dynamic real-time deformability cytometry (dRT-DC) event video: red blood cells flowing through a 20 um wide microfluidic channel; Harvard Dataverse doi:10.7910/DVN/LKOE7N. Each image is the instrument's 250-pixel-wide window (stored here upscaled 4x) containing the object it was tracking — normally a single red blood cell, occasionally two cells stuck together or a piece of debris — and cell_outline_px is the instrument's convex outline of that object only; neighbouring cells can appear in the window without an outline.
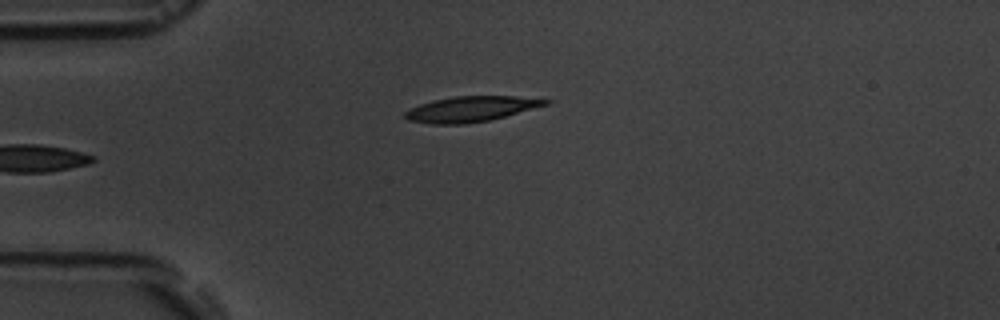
{"species": "common noctule bat (a hibernating species)", "species_latin": "Nyctalus noctula", "temperature_condition": "room temperature", "stored_images_in_passage": 5, "camera_frame_rate_fps": 3000, "um_per_image_px": 0.085, "animal": {"sex": "male", "body_mass_g": 19.5, "forearm_length_mm": 54.6}, "frame": {"image": 1, "passage_image": 5, "time_ms": 4.667, "image_size_px": [1000, 320], "cell_outline_px": [[556, 100], [548, 104], [504, 116], [488, 120], [464, 124], [432, 124], [408, 120], [404, 116], [404, 112], [420, 104], [432, 100], [452, 96], [516, 96]], "centroid_in_image_um": [40.03, 9.25], "position_along_channel_um": 45.0, "area_um2": 20.69}}